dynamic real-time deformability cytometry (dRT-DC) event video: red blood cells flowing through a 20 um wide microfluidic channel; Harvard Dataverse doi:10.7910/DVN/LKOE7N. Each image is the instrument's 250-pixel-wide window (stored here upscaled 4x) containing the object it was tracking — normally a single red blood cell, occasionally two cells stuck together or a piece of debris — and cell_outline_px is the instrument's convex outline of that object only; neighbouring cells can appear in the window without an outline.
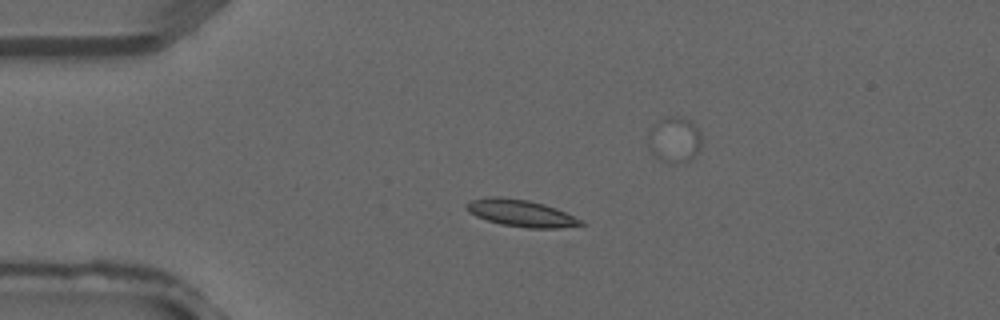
{"species": "common noctule bat (a hibernating species)", "species_latin": "Nyctalus noctula", "temperature_condition": "warm", "stored_images_in_passage": 3, "camera_frame_rate_fps": 3000, "um_per_image_px": 0.085, "animal": {"sex": "male", "forearm_length_mm": 52.5}, "frame": {"image": 1, "passage_image": 2, "time_ms": 0.333, "image_size_px": [1000, 320], "cell_outline_px": [[584, 224], [560, 228], [528, 228], [500, 224], [476, 216], [468, 212], [464, 208], [464, 204], [472, 200], [488, 196], [496, 196], [528, 200], [544, 204], [556, 208], [580, 220]], "centroid_in_image_um": [44.2, 18.11], "position_along_channel_um": 40.8, "area_um2": 17.8}}